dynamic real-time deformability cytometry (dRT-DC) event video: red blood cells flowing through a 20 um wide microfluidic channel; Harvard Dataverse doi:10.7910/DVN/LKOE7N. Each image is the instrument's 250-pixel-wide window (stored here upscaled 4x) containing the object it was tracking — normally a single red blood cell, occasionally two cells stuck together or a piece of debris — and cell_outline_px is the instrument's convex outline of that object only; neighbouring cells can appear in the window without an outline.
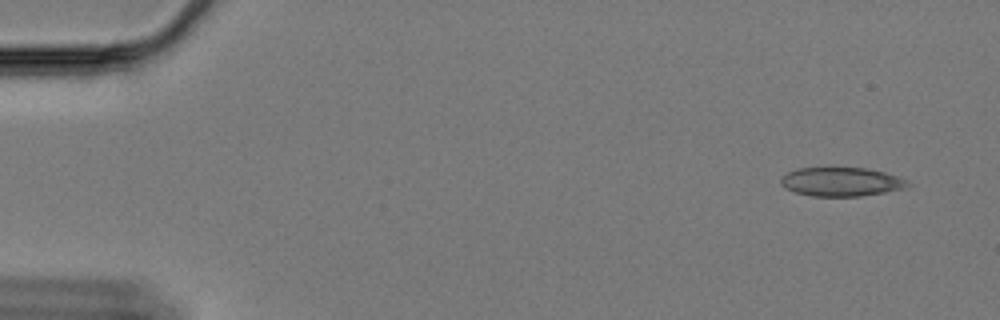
{"species": "Egyptian fruit bat (a non-hibernating species)", "species_latin": "Rousettus aegyptiacus", "temperature_condition": "cold", "stored_images_in_passage": 60, "camera_frame_rate_fps": 3000, "um_per_image_px": 0.085, "animal": {"sex": "female"}, "frame": {"image": 1, "passage_image": 4, "time_ms": 1.0, "image_size_px": [1000, 320], "cell_outline_px": [[912, 184], [904, 188], [884, 192], [860, 196], [812, 196], [796, 192], [784, 188], [780, 184], [780, 180], [788, 172], [800, 168], [868, 168], [900, 176], [908, 180]], "centroid_in_image_um": [71.54, 15.45], "position_along_channel_um": 13.5, "area_um2": 21.33}}
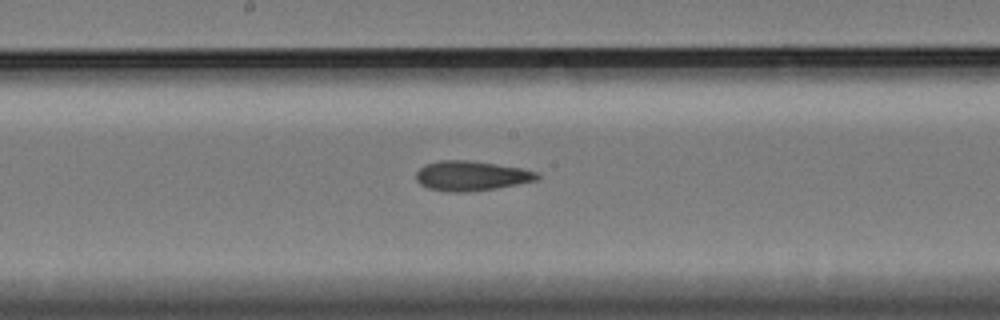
{"frame": {"image": 2, "passage_image": 32, "time_ms": 10.333, "image_size_px": [1000, 320], "cell_outline_px": [[540, 180], [496, 188], [468, 192], [448, 192], [428, 188], [420, 184], [416, 180], [416, 172], [424, 164], [440, 160], [468, 160], [520, 168], [540, 172]], "centroid_in_image_um": [40.07, 14.95], "position_along_channel_um": 208.1, "area_um2": 21.15}}
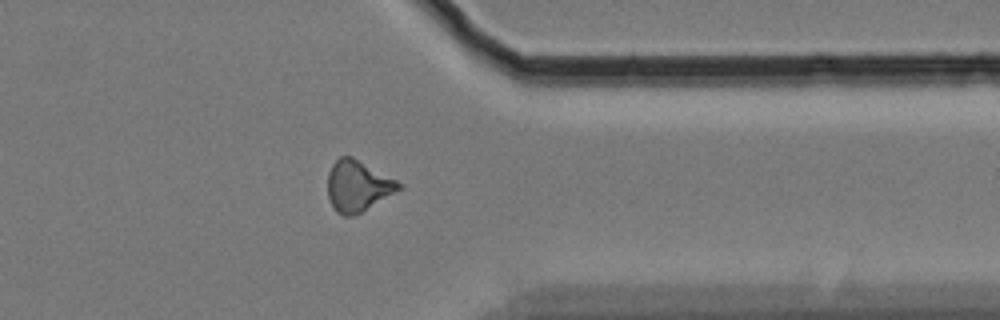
{"frame": {"image": 3, "passage_image": 48, "time_ms": 15.667, "image_size_px": [1000, 320], "cell_outline_px": [[404, 188], [360, 212], [352, 216], [344, 216], [336, 212], [328, 196], [328, 172], [332, 164], [340, 156], [352, 156], [404, 184]], "centroid_in_image_um": [30.43, 15.8], "position_along_channel_um": 381.0, "area_um2": 21.1}, "authors_computed_cell_mechanics": {"area_um2": 21.0103, "velocity_mm_per_s": 3.3462, "shape_relaxation_time_tau1_ms": null, "shape_relaxation_time_tau2_ms": 8.4237, "deformation_change_tau1": null, "deformation_change_tau2": 0.1523}}